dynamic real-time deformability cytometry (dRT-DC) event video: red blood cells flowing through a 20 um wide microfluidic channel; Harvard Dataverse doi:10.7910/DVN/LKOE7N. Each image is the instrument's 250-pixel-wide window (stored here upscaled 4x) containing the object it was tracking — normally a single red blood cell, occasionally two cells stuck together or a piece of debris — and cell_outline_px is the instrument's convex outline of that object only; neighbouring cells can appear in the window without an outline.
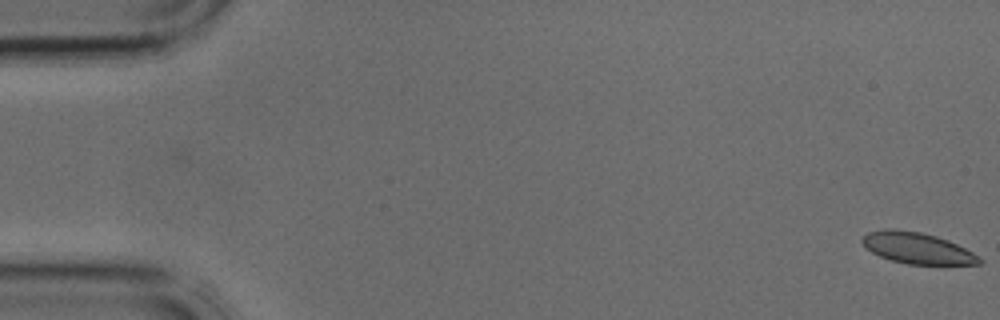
{"species": "common noctule bat (a hibernating species)", "species_latin": "Nyctalus noctula", "temperature_condition": "cold", "stored_images_in_passage": 4, "camera_frame_rate_fps": 3000, "um_per_image_px": 0.085, "animal": {"sex": "male", "body_mass_g": 17.9, "forearm_length_mm": 54.2}, "frame": {"image": 1, "passage_image": 1, "time_ms": 0.0, "image_size_px": [1000, 320], "cell_outline_px": [[984, 260], [980, 264], [908, 264], [892, 260], [880, 256], [864, 248], [860, 240], [868, 232], [884, 228], [896, 228], [924, 232], [948, 240], [972, 252]], "centroid_in_image_um": [77.92, 21.06], "position_along_channel_um": 7.1, "area_um2": 21.44}}
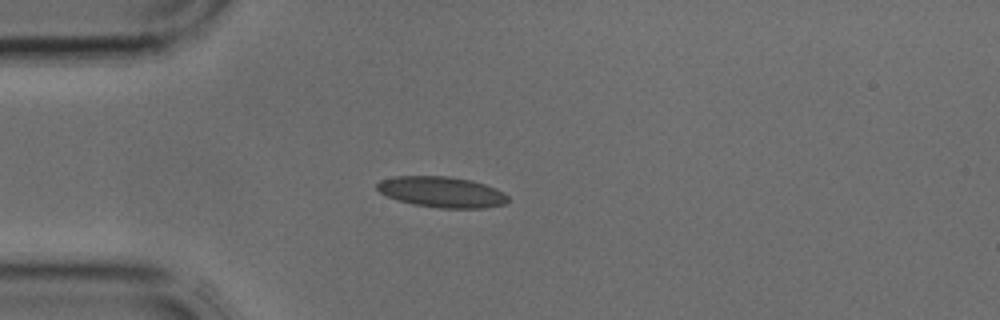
{"frame": {"image": 2, "passage_image": 4, "time_ms": 1.0, "image_size_px": [1000, 320], "cell_outline_px": [[508, 200], [504, 204], [484, 208], [440, 208], [412, 204], [396, 200], [380, 192], [376, 188], [376, 184], [380, 180], [396, 176], [448, 176], [472, 180], [496, 188], [504, 192], [508, 196]], "centroid_in_image_um": [37.54, 16.32], "position_along_channel_um": 47.5, "area_um2": 23.58}}